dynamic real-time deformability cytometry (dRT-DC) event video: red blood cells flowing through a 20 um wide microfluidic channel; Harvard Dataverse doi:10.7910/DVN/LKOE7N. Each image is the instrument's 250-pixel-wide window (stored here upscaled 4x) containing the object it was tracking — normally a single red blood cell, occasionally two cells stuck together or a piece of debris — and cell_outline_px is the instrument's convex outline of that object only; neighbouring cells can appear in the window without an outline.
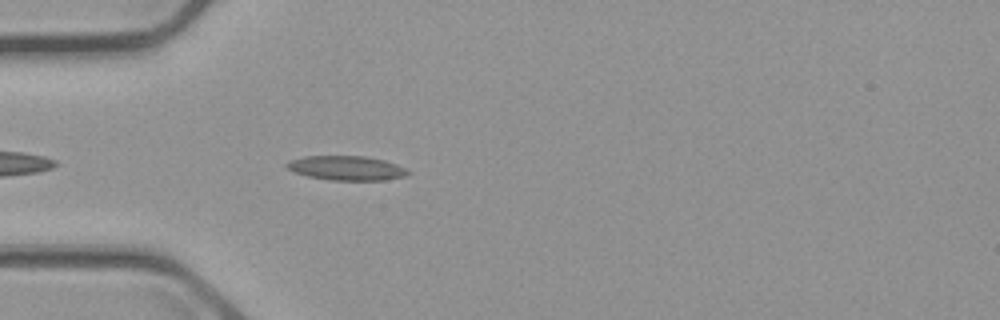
{"species": "common noctule bat (a hibernating species)", "species_latin": "Nyctalus noctula", "temperature_condition": "cold", "stored_images_in_passage": 15, "camera_frame_rate_fps": 3000, "um_per_image_px": 0.085, "animal": {"sex": "male", "body_mass_g": 23.1, "forearm_length_mm": 52.7}, "frame": {"image": 1, "passage_image": 5, "time_ms": 1.333, "image_size_px": [1000, 320], "cell_outline_px": [[412, 172], [404, 176], [384, 180], [332, 180], [308, 176], [284, 168], [284, 164], [288, 160], [304, 156], [368, 156], [384, 160], [408, 168]], "centroid_in_image_um": [29.45, 14.27], "position_along_channel_um": 55.6, "area_um2": 17.4}}
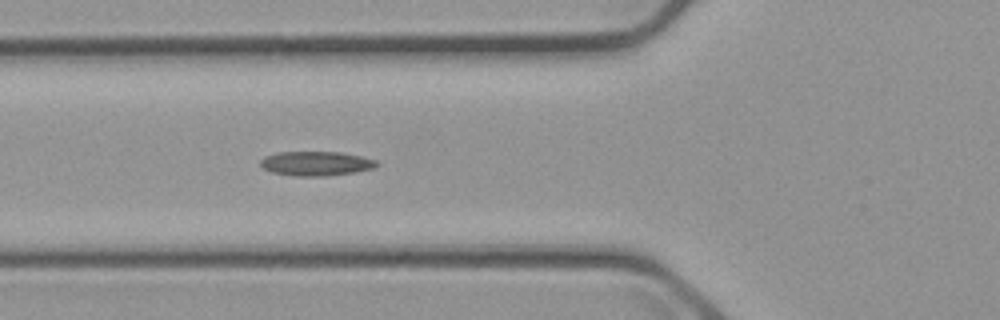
{"frame": {"image": 2, "passage_image": 9, "time_ms": 2.667, "image_size_px": [1000, 320], "cell_outline_px": [[380, 164], [372, 168], [356, 172], [324, 176], [296, 176], [272, 172], [264, 168], [260, 164], [260, 160], [264, 156], [276, 152], [340, 152], [360, 156], [376, 160]], "centroid_in_image_um": [26.85, 13.89], "position_along_channel_um": 98.9, "area_um2": 16.47}}
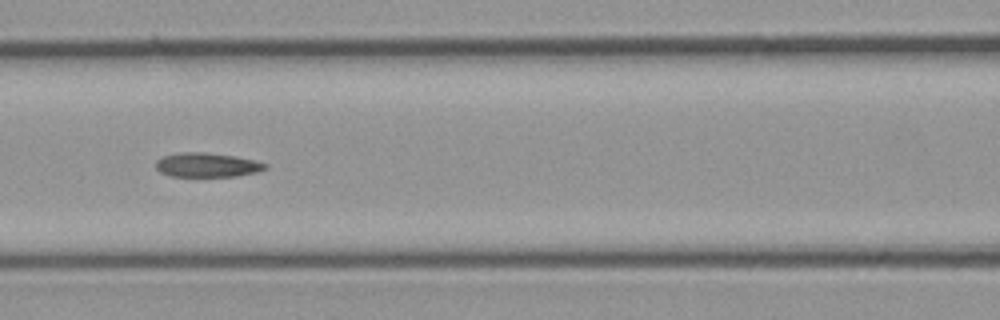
{"frame": {"image": 3, "passage_image": 13, "time_ms": 4.0, "image_size_px": [1000, 320], "cell_outline_px": [[268, 168], [256, 172], [236, 176], [168, 176], [160, 172], [156, 168], [156, 160], [164, 156], [180, 152], [204, 152], [232, 156], [256, 160], [268, 164]], "centroid_in_image_um": [17.6, 14.02], "position_along_channel_um": 149.0, "area_um2": 15.43}}